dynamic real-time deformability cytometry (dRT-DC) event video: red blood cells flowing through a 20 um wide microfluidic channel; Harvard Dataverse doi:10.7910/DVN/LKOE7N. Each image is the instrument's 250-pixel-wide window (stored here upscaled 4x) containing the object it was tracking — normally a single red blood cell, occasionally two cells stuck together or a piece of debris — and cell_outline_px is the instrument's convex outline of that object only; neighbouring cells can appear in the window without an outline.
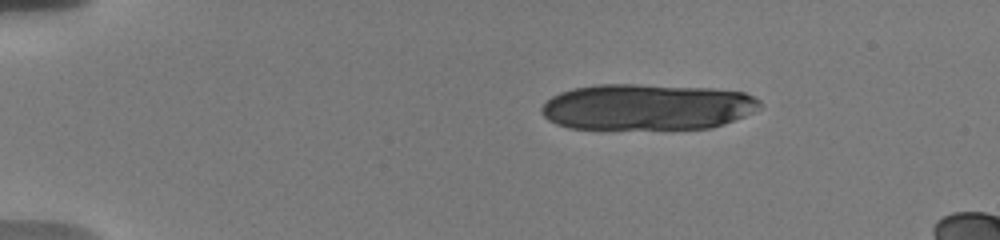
{"species": "human", "species_latin": "Homo sapiens", "temperature_condition": "warm", "stored_images_in_passage": 11, "camera_frame_rate_fps": 3000, "um_per_image_px": 0.085, "donor": {"sex": "male"}, "frame": {"image": 1, "passage_image": 1, "time_ms": 0.0, "image_size_px": [1000, 240], "cell_outline_px": [[760, 108], [744, 116], [724, 124], [712, 128], [568, 128], [556, 124], [548, 120], [540, 112], [540, 108], [552, 96], [560, 92], [572, 88], [596, 84], [636, 84], [712, 88], [744, 92], [760, 100]], "centroid_in_image_um": [54.98, 9.08], "position_along_channel_um": 30.0, "area_um2": 58.67}}